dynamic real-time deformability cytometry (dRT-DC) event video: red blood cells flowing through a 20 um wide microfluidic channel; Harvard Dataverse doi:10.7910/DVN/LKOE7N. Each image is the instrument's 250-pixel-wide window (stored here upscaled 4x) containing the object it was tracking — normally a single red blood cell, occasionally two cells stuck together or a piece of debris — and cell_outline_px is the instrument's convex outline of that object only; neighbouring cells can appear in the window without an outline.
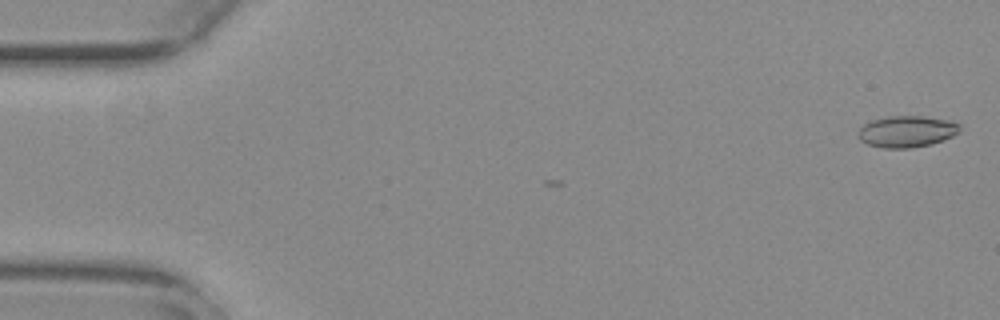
{"species": "common noctule bat (a hibernating species)", "species_latin": "Nyctalus noctula", "temperature_condition": "warm", "stored_images_in_passage": 6, "camera_frame_rate_fps": 3000, "um_per_image_px": 0.085, "animal": {"sex": "female", "body_mass_g": 29.2, "forearm_length_mm": 56.3}, "frame": {"image": 1, "passage_image": 1, "time_ms": 0.0, "image_size_px": [1000, 320], "cell_outline_px": [[960, 132], [952, 136], [932, 144], [912, 148], [884, 148], [868, 144], [860, 140], [856, 132], [864, 124], [872, 120], [888, 116], [924, 116], [952, 120], [960, 124]], "centroid_in_image_um": [77.09, 11.17], "position_along_channel_um": 7.9, "area_um2": 18.84}}